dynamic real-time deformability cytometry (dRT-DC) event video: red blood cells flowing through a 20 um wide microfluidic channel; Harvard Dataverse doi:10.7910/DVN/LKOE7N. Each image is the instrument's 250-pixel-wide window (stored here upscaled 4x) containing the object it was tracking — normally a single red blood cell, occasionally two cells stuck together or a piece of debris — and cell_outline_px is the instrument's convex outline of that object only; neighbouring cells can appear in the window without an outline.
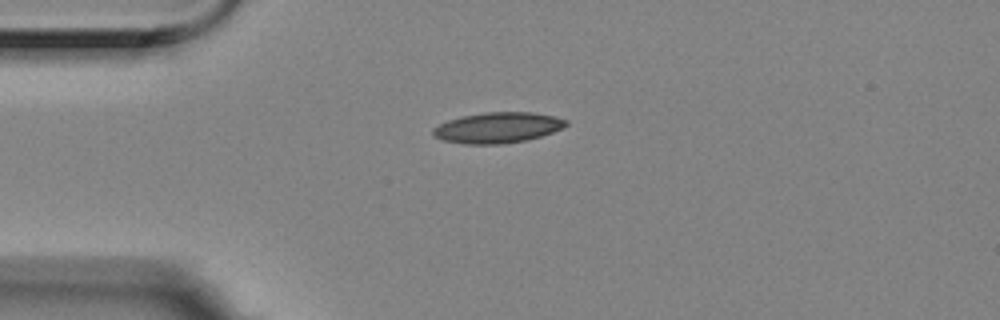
{"species": "Egyptian fruit bat (a non-hibernating species)", "species_latin": "Rousettus aegyptiacus", "temperature_condition": "room temperature", "stored_images_in_passage": 12, "camera_frame_rate_fps": 3000, "um_per_image_px": 0.085, "animal": {"sex": "female"}, "frame": {"image": 1, "passage_image": 1, "time_ms": 0.0, "image_size_px": [1000, 320], "cell_outline_px": [[568, 124], [552, 132], [528, 140], [500, 144], [464, 144], [444, 140], [432, 136], [432, 128], [448, 120], [460, 116], [484, 112], [532, 112], [556, 116], [568, 120]], "centroid_in_image_um": [42.28, 10.84], "position_along_channel_um": 42.7, "area_um2": 23.87}}
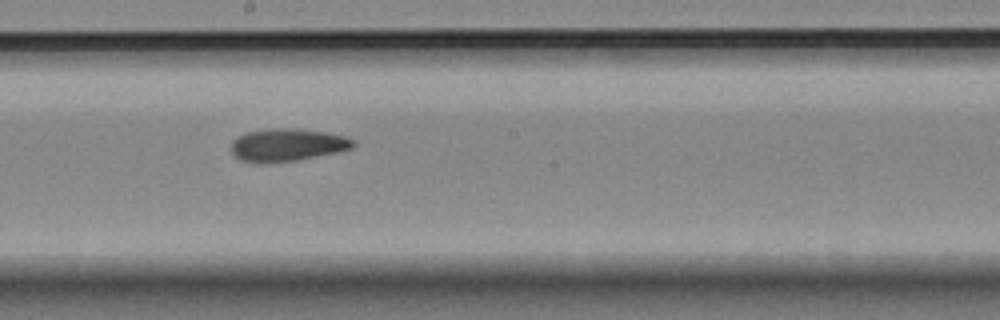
{"frame": {"image": 2, "passage_image": 6, "time_ms": 1.667, "image_size_px": [1000, 320], "cell_outline_px": [[356, 144], [352, 148], [336, 152], [296, 160], [268, 164], [252, 164], [240, 160], [232, 152], [232, 140], [248, 132], [280, 128], [284, 128], [324, 132], [344, 136], [356, 140]], "centroid_in_image_um": [24.4, 12.35], "position_along_channel_um": 223.8, "area_um2": 23.06}}
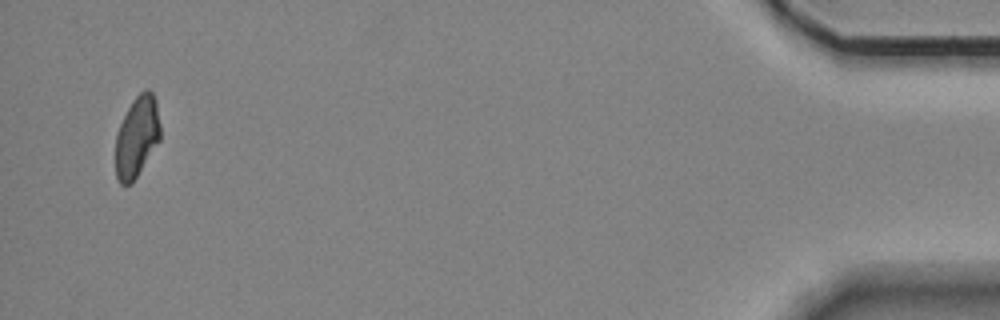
{"frame": {"image": 3, "passage_image": 12, "time_ms": 3.667, "image_size_px": [1000, 320], "cell_outline_px": [[160, 140], [132, 184], [120, 184], [116, 176], [116, 132], [132, 100], [144, 88], [148, 88], [152, 92], [156, 100], [160, 124]], "centroid_in_image_um": [11.64, 11.61], "position_along_channel_um": 423.6, "area_um2": 21.21}}